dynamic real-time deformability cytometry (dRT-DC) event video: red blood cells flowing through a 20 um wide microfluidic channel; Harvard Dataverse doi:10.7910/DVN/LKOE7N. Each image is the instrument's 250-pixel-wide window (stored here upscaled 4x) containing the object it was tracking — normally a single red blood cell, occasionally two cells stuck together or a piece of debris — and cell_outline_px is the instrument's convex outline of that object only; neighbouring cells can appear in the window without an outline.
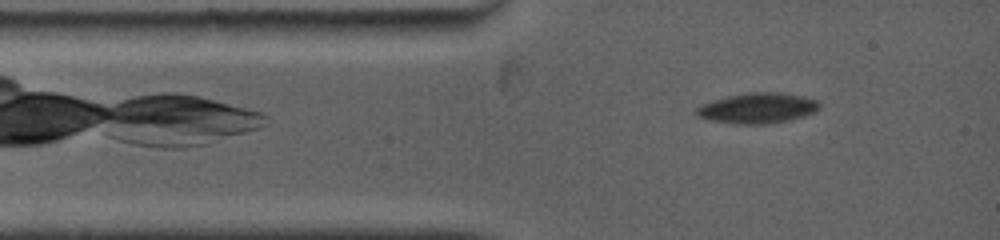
{"species": "common noctule bat (a hibernating species)", "species_latin": "Nyctalus noctula", "temperature_condition": "warm", "stored_images_in_passage": 28, "camera_frame_rate_fps": 5000, "um_per_image_px": 0.085, "animal": {"sex": "female", "body_mass_g": 19.0, "forearm_length_mm": 53.3}, "frame": {"image": 1, "passage_image": 1, "time_ms": 0.0, "image_size_px": [1000, 240], "cell_outline_px": [[820, 108], [816, 112], [804, 116], [788, 120], [764, 124], [732, 124], [708, 120], [696, 116], [696, 108], [700, 104], [728, 96], [748, 92], [780, 92], [804, 96], [816, 100], [820, 104]], "centroid_in_image_um": [64.38, 9.19], "position_along_channel_um": 20.6, "area_um2": 22.02}}
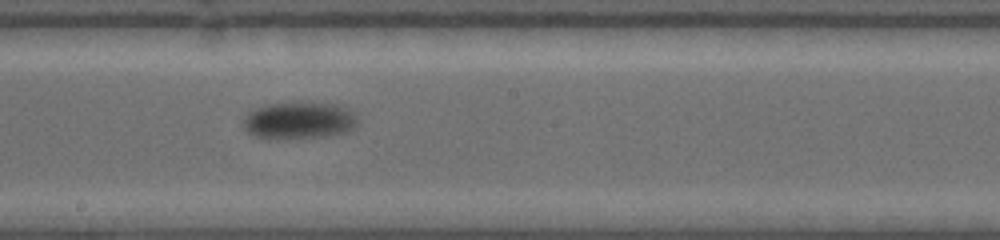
{"frame": {"image": 2, "passage_image": 11, "time_ms": 6.0, "image_size_px": [1000, 240], "cell_outline_px": [[356, 128], [344, 132], [324, 136], [256, 136], [248, 132], [244, 128], [244, 120], [248, 112], [256, 108], [268, 104], [336, 104], [352, 112], [356, 116]], "centroid_in_image_um": [25.44, 10.22], "position_along_channel_um": 222.8, "area_um2": 23.18}}
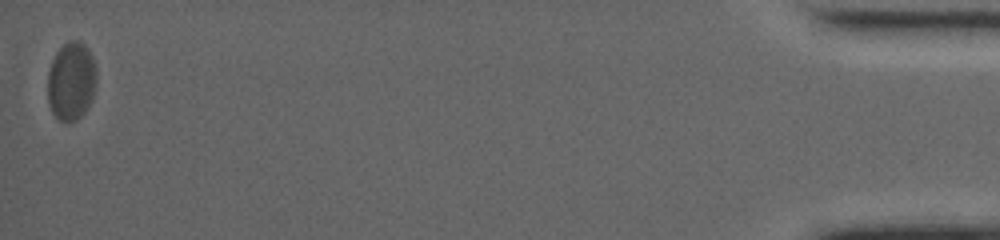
{"frame": {"image": 3, "passage_image": 28, "time_ms": 16.0, "image_size_px": [1000, 240], "cell_outline_px": [[96, 84], [92, 100], [88, 108], [76, 120], [60, 120], [52, 112], [48, 104], [48, 72], [52, 60], [56, 52], [68, 40], [80, 40], [88, 48], [96, 64]], "centroid_in_image_um": [6.08, 6.86], "position_along_channel_um": 429.1, "area_um2": 22.48}, "authors_computed_cell_mechanics": {"area_um2": 22.7154, "velocity_mm_per_s": 3.6676, "shape_relaxation_time_tau1_ms": 3.1758, "shape_relaxation_time_tau2_ms": null, "deformation_change_tau1": 0.0919, "deformation_change_tau2": null}}